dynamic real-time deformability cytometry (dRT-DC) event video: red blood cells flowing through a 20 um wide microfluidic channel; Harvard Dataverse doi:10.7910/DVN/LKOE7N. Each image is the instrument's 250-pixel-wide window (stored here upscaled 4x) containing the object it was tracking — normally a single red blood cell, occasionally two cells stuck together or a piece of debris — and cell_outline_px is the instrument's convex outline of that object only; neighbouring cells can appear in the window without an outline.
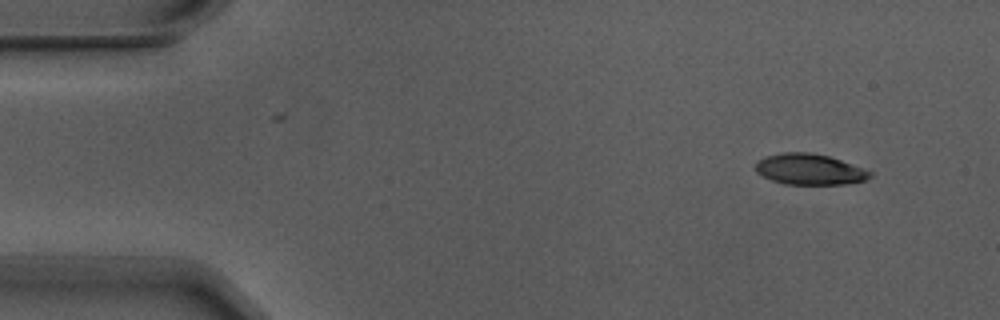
{"species": "Egyptian fruit bat (a non-hibernating species)", "species_latin": "Rousettus aegyptiacus", "temperature_condition": "warm", "stored_images_in_passage": 4, "camera_frame_rate_fps": 3000, "um_per_image_px": 0.085, "animal": {"sex": "male"}, "frame": {"image": 1, "passage_image": 1, "time_ms": 0.0, "image_size_px": [1000, 320], "cell_outline_px": [[872, 176], [864, 180], [848, 184], [784, 184], [772, 180], [756, 172], [756, 160], [764, 156], [784, 152], [808, 152], [828, 156], [840, 160], [872, 172]], "centroid_in_image_um": [68.77, 14.39], "position_along_channel_um": 16.2, "area_um2": 20.46}}
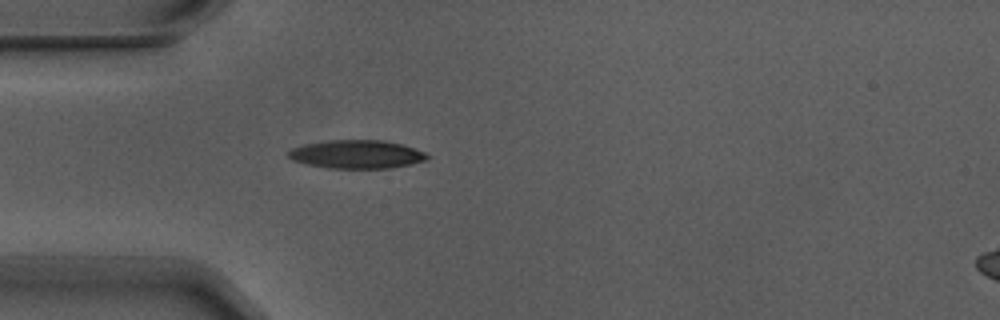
{"frame": {"image": 2, "passage_image": 4, "time_ms": 1.0, "image_size_px": [1000, 320], "cell_outline_px": [[432, 156], [424, 160], [412, 164], [388, 168], [328, 168], [308, 164], [292, 160], [288, 156], [288, 152], [292, 148], [304, 144], [328, 140], [384, 140], [400, 144], [424, 152]], "centroid_in_image_um": [30.31, 13.11], "position_along_channel_um": 54.7, "area_um2": 22.83}}